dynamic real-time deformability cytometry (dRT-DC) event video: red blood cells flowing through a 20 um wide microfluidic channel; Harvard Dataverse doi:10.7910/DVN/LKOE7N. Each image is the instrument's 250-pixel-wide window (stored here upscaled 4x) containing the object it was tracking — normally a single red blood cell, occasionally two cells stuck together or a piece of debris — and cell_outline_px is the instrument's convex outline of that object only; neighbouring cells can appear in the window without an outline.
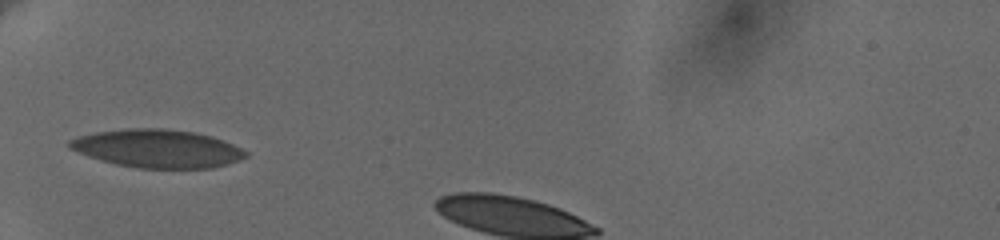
{"species": "human", "species_latin": "Homo sapiens", "temperature_condition": "cold", "stored_images_in_passage": 4, "camera_frame_rate_fps": 3000, "um_per_image_px": 0.085, "donor": {"sex": "female"}, "frame": {"image": 1, "passage_image": 1, "time_ms": 0.0, "image_size_px": [1000, 240], "cell_outline_px": [[248, 156], [212, 168], [136, 168], [116, 164], [88, 156], [68, 148], [68, 140], [80, 136], [96, 132], [124, 128], [164, 128], [192, 132], [212, 136], [232, 144], [248, 152]], "centroid_in_image_um": [13.34, 12.62], "position_along_channel_um": 71.7, "area_um2": 38.96}}